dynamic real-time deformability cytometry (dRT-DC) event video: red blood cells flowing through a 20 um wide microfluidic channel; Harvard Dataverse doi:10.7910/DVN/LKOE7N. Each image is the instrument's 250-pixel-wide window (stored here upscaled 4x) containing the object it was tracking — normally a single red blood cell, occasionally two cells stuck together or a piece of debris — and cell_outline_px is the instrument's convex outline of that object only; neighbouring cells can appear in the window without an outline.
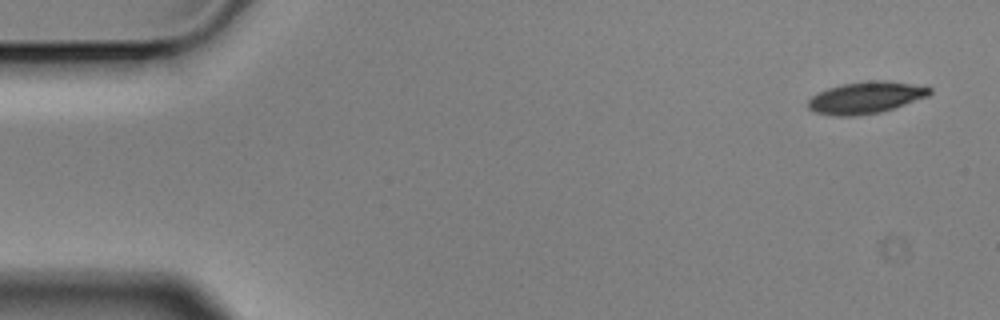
{"species": "Egyptian fruit bat (a non-hibernating species)", "species_latin": "Rousettus aegyptiacus", "temperature_condition": "cold", "stored_images_in_passage": 7, "camera_frame_rate_fps": 3000, "um_per_image_px": 0.085, "animal": {"sex": "male"}, "frame": {"image": 1, "passage_image": 1, "time_ms": 0.0, "image_size_px": [1000, 320], "cell_outline_px": [[932, 92], [928, 96], [880, 112], [856, 116], [832, 116], [816, 112], [808, 108], [808, 100], [812, 96], [828, 88], [844, 84], [868, 80], [888, 80], [932, 88]], "centroid_in_image_um": [73.57, 8.3], "position_along_channel_um": 11.4, "area_um2": 22.31}}
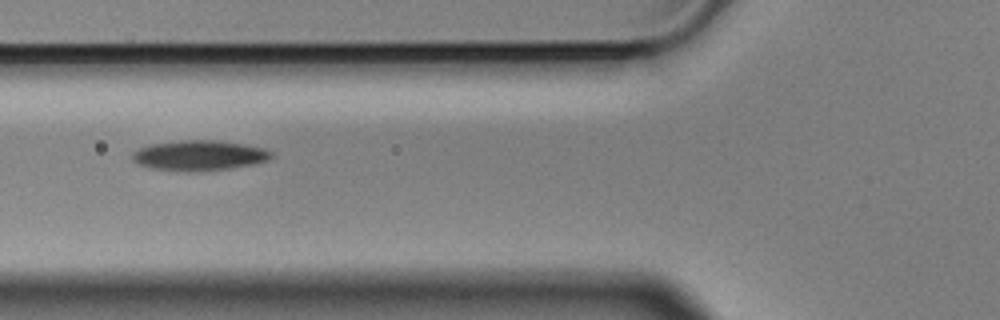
{"frame": {"image": 2, "passage_image": 6, "time_ms": 1.667, "image_size_px": [1000, 320], "cell_outline_px": [[272, 156], [268, 160], [252, 164], [232, 168], [152, 168], [140, 164], [132, 160], [132, 152], [140, 148], [152, 144], [184, 140], [216, 140], [244, 144], [264, 148], [272, 152]], "centroid_in_image_um": [16.98, 13.15], "position_along_channel_um": 108.8, "area_um2": 23.12}}
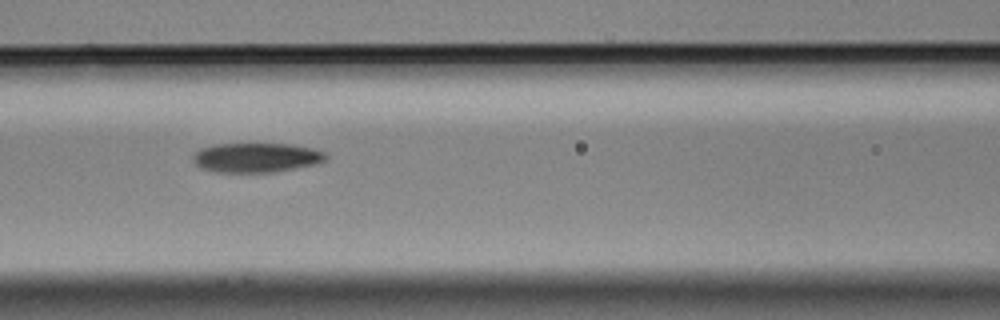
{"frame": {"image": 3, "passage_image": 7, "time_ms": 2.0, "image_size_px": [1000, 320], "cell_outline_px": [[328, 156], [324, 160], [316, 164], [276, 172], [212, 172], [200, 168], [192, 160], [192, 156], [200, 148], [216, 144], [292, 144], [312, 148], [324, 152]], "centroid_in_image_um": [21.76, 13.4], "position_along_channel_um": 144.8, "area_um2": 22.95}}